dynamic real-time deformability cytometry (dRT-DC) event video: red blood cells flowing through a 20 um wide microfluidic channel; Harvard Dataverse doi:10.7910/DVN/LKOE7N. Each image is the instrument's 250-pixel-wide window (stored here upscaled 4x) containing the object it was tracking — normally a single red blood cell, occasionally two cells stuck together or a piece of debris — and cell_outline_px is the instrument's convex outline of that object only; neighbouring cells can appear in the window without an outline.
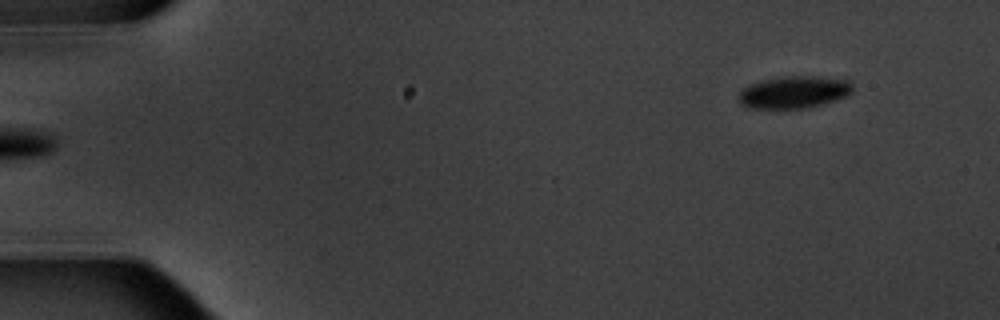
{"species": "common noctule bat (a hibernating species)", "species_latin": "Nyctalus noctula", "temperature_condition": "warm", "stored_images_in_passage": 6, "segment_of_instrument_passage": [2, 2], "camera_frame_rate_fps": 3000, "um_per_image_px": 0.085, "animal": {"sex": "male", "body_mass_g": 20.1, "forearm_length_mm": 53.5}, "frame": {"image": 1, "passage_image": 6, "time_ms": 6.0, "image_size_px": [1000, 320], "cell_outline_px": [[852, 92], [844, 96], [824, 104], [808, 108], [748, 108], [740, 104], [736, 100], [740, 92], [744, 88], [760, 80], [784, 76], [812, 76], [848, 80], [852, 84]], "centroid_in_image_um": [67.45, 7.84], "position_along_channel_um": 17.6, "area_um2": 21.39}}